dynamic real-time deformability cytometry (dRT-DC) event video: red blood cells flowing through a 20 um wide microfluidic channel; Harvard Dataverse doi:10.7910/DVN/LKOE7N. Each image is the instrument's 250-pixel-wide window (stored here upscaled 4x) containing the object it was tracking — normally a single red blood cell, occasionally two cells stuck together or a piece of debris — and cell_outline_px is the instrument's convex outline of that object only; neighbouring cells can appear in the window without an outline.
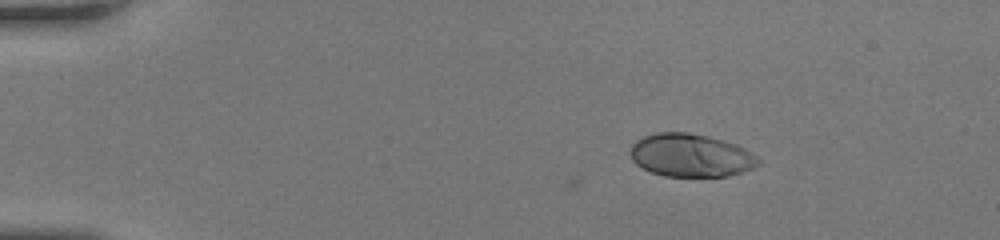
{"species": "human", "species_latin": "Homo sapiens", "temperature_condition": "room temperature", "stored_images_in_passage": 43, "camera_frame_rate_fps": 3000, "um_per_image_px": 0.085, "donor": {"sex": "female"}, "frame": {"image": 1, "passage_image": 1, "time_ms": 0.0, "image_size_px": [1000, 240], "cell_outline_px": [[760, 164], [744, 172], [728, 176], [664, 176], [652, 172], [636, 164], [632, 160], [628, 152], [632, 144], [636, 140], [644, 136], [656, 132], [688, 132], [708, 136], [724, 140], [736, 144], [760, 156]], "centroid_in_image_um": [58.73, 13.2], "position_along_channel_um": 26.3, "area_um2": 32.48}}
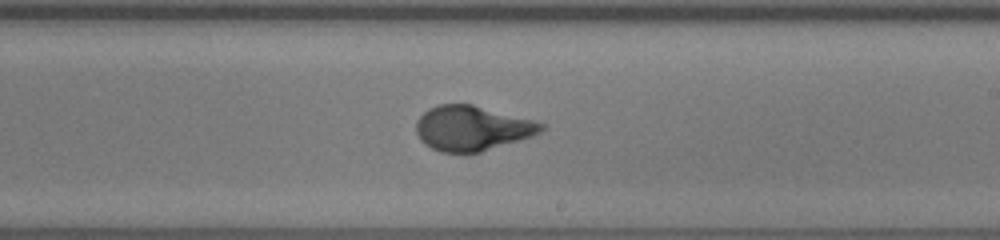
{"frame": {"image": 2, "passage_image": 24, "time_ms": 7.667, "image_size_px": [1000, 240], "cell_outline_px": [[544, 128], [540, 132], [532, 136], [480, 152], [440, 152], [424, 144], [420, 140], [416, 132], [416, 120], [428, 108], [436, 104], [472, 104], [532, 120], [544, 124]], "centroid_in_image_um": [40.07, 10.89], "position_along_channel_um": 248.9, "area_um2": 32.48}}
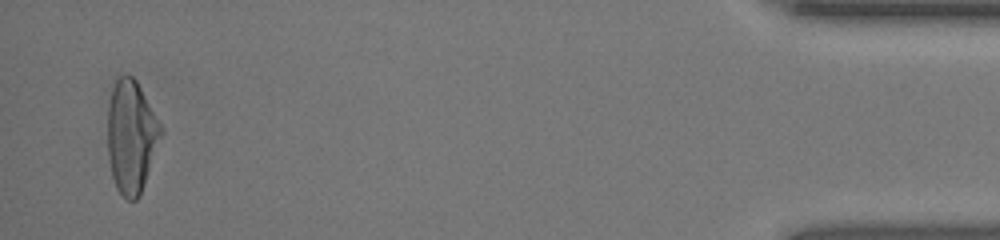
{"frame": {"image": 3, "passage_image": 42, "time_ms": 13.667, "image_size_px": [1000, 240], "cell_outline_px": [[164, 132], [140, 196], [136, 200], [128, 200], [116, 188], [112, 176], [108, 156], [108, 104], [112, 88], [116, 80], [120, 76], [132, 76], [136, 80], [164, 128]], "centroid_in_image_um": [11.18, 11.62], "position_along_channel_um": 424.0, "area_um2": 35.26}, "authors_computed_cell_mechanics": {"area_um2": 32.4836, "velocity_mm_per_s": 4.1672, "shape_relaxation_time_tau1_ms": 4.6566, "shape_relaxation_time_tau2_ms": null, "deformation_change_tau1": 0.2426, "deformation_change_tau2": null}}